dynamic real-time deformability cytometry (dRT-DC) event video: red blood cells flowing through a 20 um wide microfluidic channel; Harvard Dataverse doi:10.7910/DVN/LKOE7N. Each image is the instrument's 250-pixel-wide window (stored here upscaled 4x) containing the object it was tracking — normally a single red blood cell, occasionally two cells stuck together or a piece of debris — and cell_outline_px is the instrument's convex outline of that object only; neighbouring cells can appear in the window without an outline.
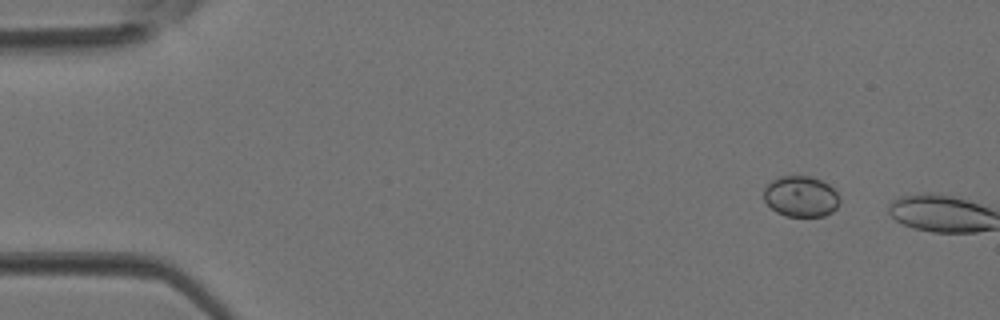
{"species": "Egyptian fruit bat (a non-hibernating species)", "species_latin": "Rousettus aegyptiacus", "temperature_condition": "room temperature", "stored_images_in_passage": 2, "camera_frame_rate_fps": 3000, "um_per_image_px": 0.085, "animal": {"sex": "female"}, "frame": {"image": 1, "passage_image": 1, "time_ms": 0.0, "image_size_px": [1000, 320], "cell_outline_px": [[840, 200], [836, 208], [832, 212], [824, 216], [788, 216], [776, 212], [764, 200], [764, 188], [772, 180], [780, 176], [812, 176], [828, 184], [840, 196]], "centroid_in_image_um": [68.08, 16.69], "position_along_channel_um": 16.9, "area_um2": 18.03}}